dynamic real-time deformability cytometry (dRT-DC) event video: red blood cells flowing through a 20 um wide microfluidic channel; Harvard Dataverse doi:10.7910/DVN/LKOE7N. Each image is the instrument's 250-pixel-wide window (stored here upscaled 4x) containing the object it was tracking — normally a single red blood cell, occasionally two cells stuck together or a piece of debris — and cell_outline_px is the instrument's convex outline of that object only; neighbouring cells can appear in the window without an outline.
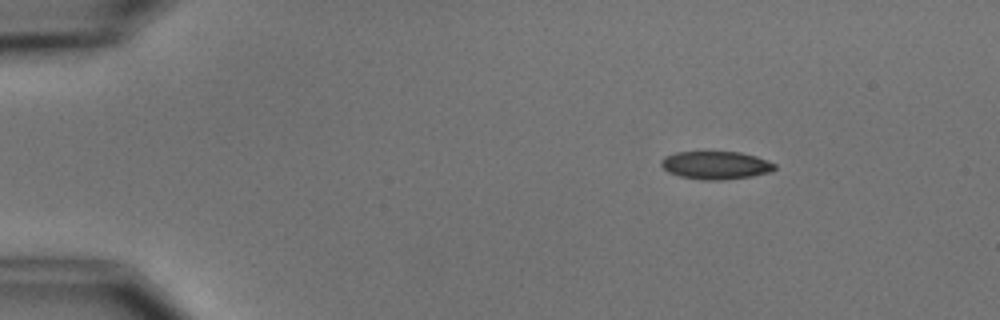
{"species": "common noctule bat (a hibernating species)", "species_latin": "Nyctalus noctula", "temperature_condition": "cold", "stored_images_in_passage": 3, "camera_frame_rate_fps": 3000, "um_per_image_px": 0.085, "animal": {"sex": "male", "body_mass_g": 15.6}, "frame": {"image": 1, "passage_image": 1, "time_ms": 0.0, "image_size_px": [1000, 320], "cell_outline_px": [[776, 168], [768, 172], [752, 176], [720, 180], [704, 180], [680, 176], [668, 172], [660, 164], [660, 160], [664, 156], [676, 152], [740, 152], [756, 156], [776, 164]], "centroid_in_image_um": [60.81, 14.04], "position_along_channel_um": 24.2, "area_um2": 18.44}}